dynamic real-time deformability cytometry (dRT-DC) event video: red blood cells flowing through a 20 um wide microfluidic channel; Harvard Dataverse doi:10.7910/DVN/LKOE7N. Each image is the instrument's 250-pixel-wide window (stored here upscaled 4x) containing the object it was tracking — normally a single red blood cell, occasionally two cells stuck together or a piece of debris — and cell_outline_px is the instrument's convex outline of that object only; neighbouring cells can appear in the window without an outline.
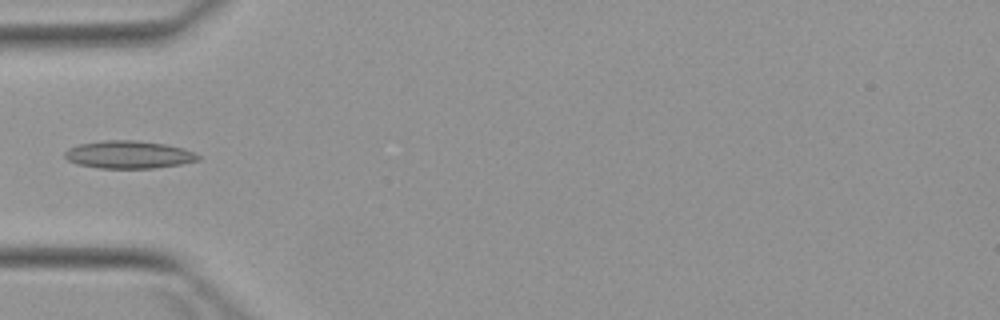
{"species": "Egyptian fruit bat (a non-hibernating species)", "species_latin": "Rousettus aegyptiacus", "temperature_condition": "warm", "stored_images_in_passage": 5, "camera_frame_rate_fps": 3000, "um_per_image_px": 0.085, "animal": {"sex": "female"}, "frame": {"image": 1, "passage_image": 5, "time_ms": 4.667, "image_size_px": [1000, 320], "cell_outline_px": [[200, 160], [180, 164], [152, 168], [100, 168], [76, 164], [68, 160], [64, 156], [64, 152], [68, 148], [80, 144], [104, 140], [136, 140], [164, 144], [184, 148], [200, 156]], "centroid_in_image_um": [10.92, 13.14], "position_along_channel_um": 74.1, "area_um2": 21.44}}